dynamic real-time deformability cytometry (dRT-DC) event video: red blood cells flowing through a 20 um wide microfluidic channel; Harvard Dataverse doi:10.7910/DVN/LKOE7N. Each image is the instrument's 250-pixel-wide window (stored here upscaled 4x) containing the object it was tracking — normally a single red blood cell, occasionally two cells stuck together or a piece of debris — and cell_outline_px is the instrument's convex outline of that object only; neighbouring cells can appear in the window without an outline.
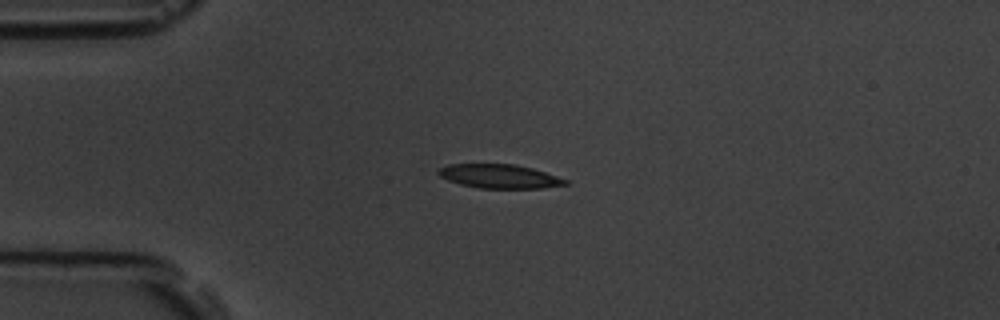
{"species": "common noctule bat (a hibernating species)", "species_latin": "Nyctalus noctula", "temperature_condition": "room temperature", "stored_images_in_passage": 2, "camera_frame_rate_fps": 3000, "um_per_image_px": 0.085, "animal": {"sex": "male", "body_mass_g": 19.5, "forearm_length_mm": 54.6}, "frame": {"image": 1, "passage_image": 1, "time_ms": 0.0, "image_size_px": [1000, 320], "cell_outline_px": [[568, 184], [544, 188], [480, 188], [460, 184], [448, 180], [440, 176], [436, 172], [440, 168], [448, 164], [516, 164], [532, 168], [568, 180]], "centroid_in_image_um": [42.44, 14.98], "position_along_channel_um": 42.6, "area_um2": 17.63}}